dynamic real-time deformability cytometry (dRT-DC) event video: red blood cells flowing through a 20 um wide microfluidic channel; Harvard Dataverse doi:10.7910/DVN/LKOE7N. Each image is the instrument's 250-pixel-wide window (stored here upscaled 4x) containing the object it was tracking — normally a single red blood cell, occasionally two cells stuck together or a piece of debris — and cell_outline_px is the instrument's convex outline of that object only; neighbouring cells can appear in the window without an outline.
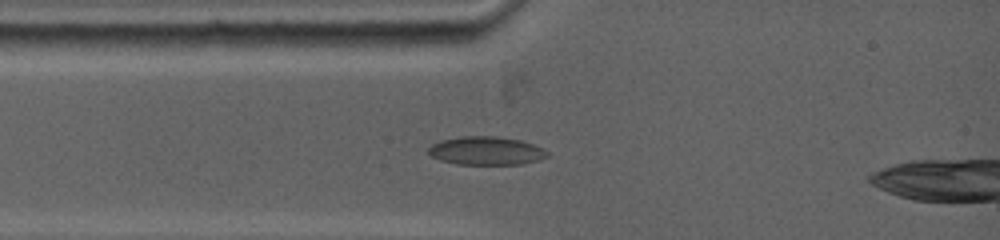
{"species": "common noctule bat (a hibernating species)", "species_latin": "Nyctalus noctula", "temperature_condition": "warm", "stored_images_in_passage": 43, "camera_frame_rate_fps": 5000, "um_per_image_px": 0.085, "animal": {"sex": "female", "body_mass_g": 19.0, "forearm_length_mm": 53.3}, "frame": {"image": 1, "passage_image": 8, "time_ms": 1.8, "image_size_px": [1000, 240], "cell_outline_px": [[548, 156], [524, 164], [456, 164], [440, 160], [432, 156], [428, 152], [428, 148], [432, 144], [440, 140], [464, 136], [496, 136], [520, 140], [544, 148], [548, 152]], "centroid_in_image_um": [41.32, 12.81], "position_along_channel_um": 43.7, "area_um2": 19.59}}
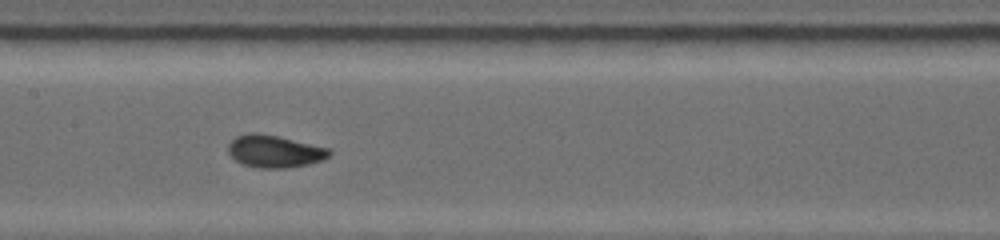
{"frame": {"image": 2, "passage_image": 23, "time_ms": 5.4, "image_size_px": [1000, 240], "cell_outline_px": [[332, 152], [328, 156], [320, 160], [308, 164], [288, 168], [256, 168], [240, 164], [228, 152], [228, 144], [236, 136], [248, 132], [256, 132], [276, 136], [328, 148]], "centroid_in_image_um": [23.28, 12.87], "position_along_channel_um": 184.1, "area_um2": 18.96}}
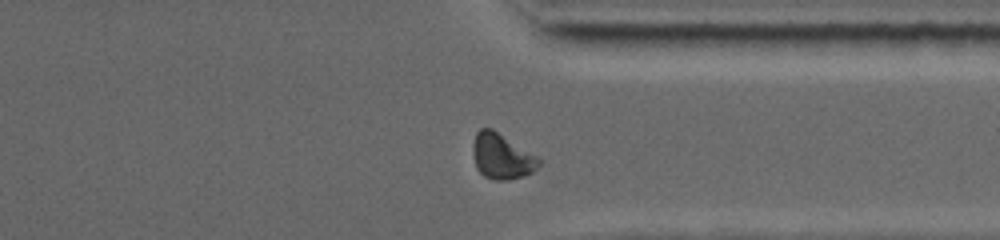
{"frame": {"image": 3, "passage_image": 38, "time_ms": 10.2, "image_size_px": [1000, 240], "cell_outline_px": [[544, 160], [532, 172], [524, 176], [508, 180], [496, 180], [484, 176], [476, 168], [472, 152], [472, 148], [476, 132], [480, 128], [492, 128]], "centroid_in_image_um": [42.65, 13.29], "position_along_channel_um": 368.7, "area_um2": 17.63}, "authors_computed_cell_mechanics": {"area_um2": 18.5538, "velocity_mm_per_s": 3.8796, "shape_relaxation_time_tau1_ms": null, "shape_relaxation_time_tau2_ms": 0.9119, "deformation_change_tau1": null, "deformation_change_tau2": 0.0468}}